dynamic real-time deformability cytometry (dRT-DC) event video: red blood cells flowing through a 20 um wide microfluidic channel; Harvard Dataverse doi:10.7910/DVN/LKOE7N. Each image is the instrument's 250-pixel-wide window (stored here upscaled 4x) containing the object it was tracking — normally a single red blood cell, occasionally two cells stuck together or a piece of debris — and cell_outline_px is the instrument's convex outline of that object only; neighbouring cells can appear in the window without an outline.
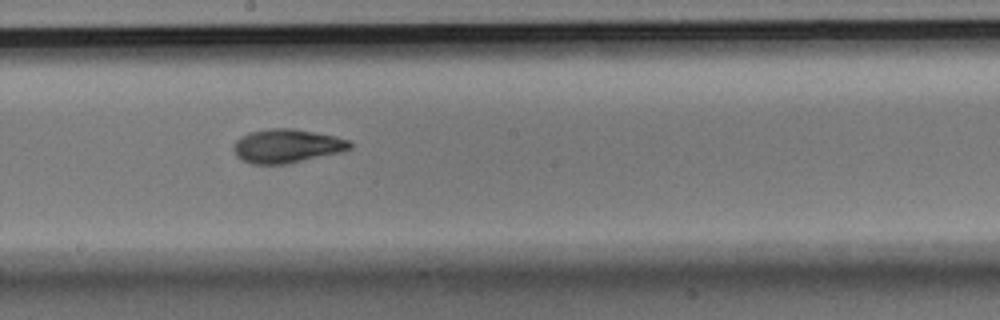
{"species": "Egyptian fruit bat (a non-hibernating species)", "species_latin": "Rousettus aegyptiacus", "temperature_condition": "room temperature", "stored_images_in_passage": 10, "camera_frame_rate_fps": 3000, "um_per_image_px": 0.085, "animal": {"sex": "male"}, "frame": {"image": 1, "passage_image": 9, "time_ms": 2.667, "image_size_px": [1000, 320], "cell_outline_px": [[352, 148], [340, 152], [288, 164], [252, 164], [236, 156], [232, 148], [236, 140], [240, 136], [248, 132], [272, 128], [292, 128], [336, 136], [352, 140]], "centroid_in_image_um": [24.39, 12.4], "position_along_channel_um": 223.8, "area_um2": 23.06}}
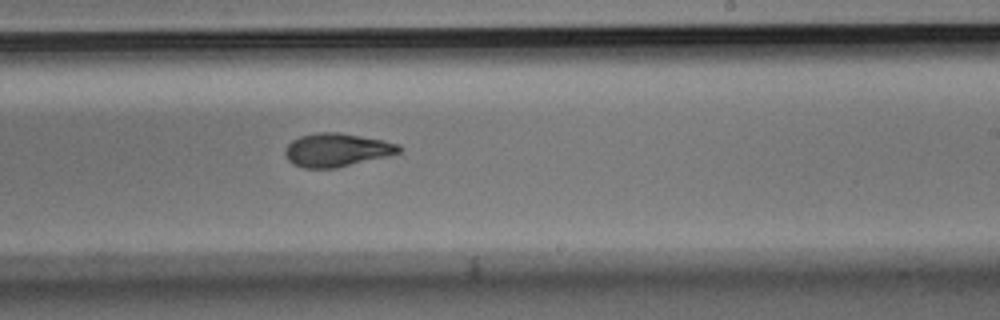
{"frame": {"image": 2, "passage_image": 10, "time_ms": 3.0, "image_size_px": [1000, 320], "cell_outline_px": [[400, 152], [388, 156], [336, 168], [304, 168], [292, 164], [284, 156], [284, 148], [292, 140], [300, 136], [316, 132], [340, 132], [384, 140], [400, 144]], "centroid_in_image_um": [28.59, 12.74], "position_along_channel_um": 260.4, "area_um2": 22.37}}